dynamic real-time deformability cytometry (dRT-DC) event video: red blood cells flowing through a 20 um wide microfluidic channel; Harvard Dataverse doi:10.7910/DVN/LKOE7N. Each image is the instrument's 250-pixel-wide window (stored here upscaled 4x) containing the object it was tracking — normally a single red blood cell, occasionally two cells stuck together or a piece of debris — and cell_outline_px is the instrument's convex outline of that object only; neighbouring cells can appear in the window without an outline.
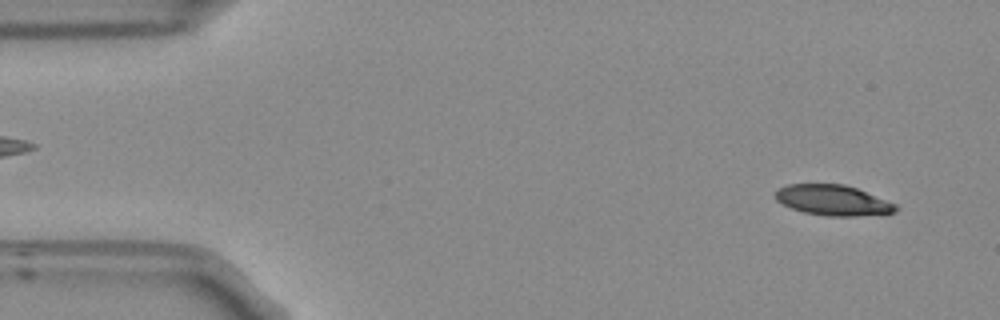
{"species": "Egyptian fruit bat (a non-hibernating species)", "species_latin": "Rousettus aegyptiacus", "temperature_condition": "room temperature", "stored_images_in_passage": 52, "camera_frame_rate_fps": 3000, "um_per_image_px": 0.085, "frame": {"image": 1, "passage_image": 3, "time_ms": 0.667, "image_size_px": [1000, 320], "cell_outline_px": [[900, 208], [896, 212], [856, 216], [828, 216], [804, 212], [792, 208], [776, 200], [776, 192], [780, 188], [788, 184], [844, 184], [856, 188], [896, 204]], "centroid_in_image_um": [70.82, 17.02], "position_along_channel_um": 14.2, "area_um2": 21.1}}
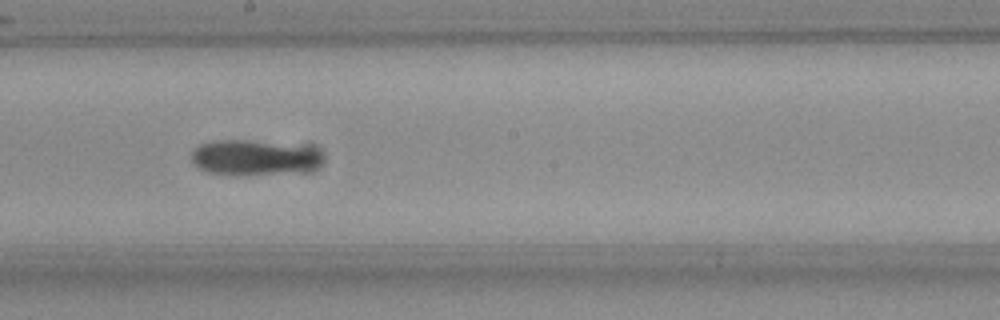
{"frame": {"image": 2, "passage_image": 28, "time_ms": 9.0, "image_size_px": [1000, 320], "cell_outline_px": [[320, 160], [312, 168], [272, 172], [208, 172], [200, 168], [192, 160], [192, 152], [200, 144], [220, 140], [248, 140], [308, 148], [316, 152], [320, 156]], "centroid_in_image_um": [21.45, 13.34], "position_along_channel_um": 226.7, "area_um2": 24.51}}
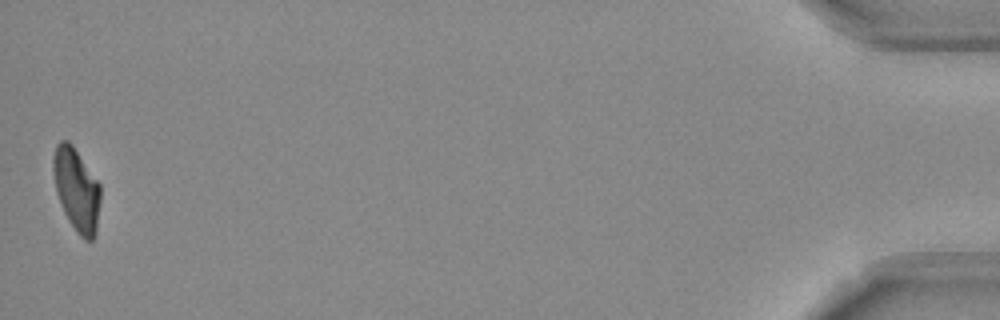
{"frame": {"image": 3, "passage_image": 52, "time_ms": 17.0, "image_size_px": [1000, 320], "cell_outline_px": [[100, 200], [96, 232], [92, 240], [84, 240], [76, 232], [68, 220], [60, 204], [56, 192], [52, 172], [52, 156], [56, 144], [60, 140], [68, 140], [72, 144], [100, 184]], "centroid_in_image_um": [6.48, 16.1], "position_along_channel_um": 428.7, "area_um2": 23.06}, "authors_computed_cell_mechanics": {"area_um2": 23.2934, "velocity_mm_per_s": 3.7693, "shape_relaxation_time_tau1_ms": 6.6368, "shape_relaxation_time_tau2_ms": 7.6583, "deformation_change_tau1": 0.1923, "deformation_change_tau2": 0.1479}}